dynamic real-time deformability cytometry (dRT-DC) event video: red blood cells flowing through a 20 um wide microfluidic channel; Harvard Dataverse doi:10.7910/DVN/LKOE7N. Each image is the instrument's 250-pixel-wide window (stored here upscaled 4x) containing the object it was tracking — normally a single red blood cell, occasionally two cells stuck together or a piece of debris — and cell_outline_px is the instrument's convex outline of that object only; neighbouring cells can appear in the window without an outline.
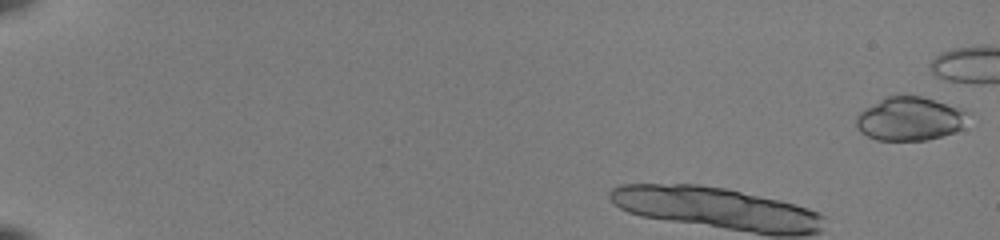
{"species": "common noctule bat (a hibernating species)", "species_latin": "Nyctalus noctula", "temperature_condition": "room temperature", "stored_images_in_passage": 15, "camera_frame_rate_fps": 3000, "um_per_image_px": 0.085, "animal": {"sex": "female", "body_mass_g": 22.0, "forearm_length_mm": 56.7}, "frame": {"image": 1, "passage_image": 1, "time_ms": 0.0, "image_size_px": [1000, 240], "cell_outline_px": [[972, 112], [964, 128], [956, 132], [928, 140], [876, 140], [860, 132], [856, 128], [856, 116], [864, 108], [884, 96], [920, 96], [960, 108]], "centroid_in_image_um": [77.37, 10.1], "position_along_channel_um": 7.6, "area_um2": 28.84}}